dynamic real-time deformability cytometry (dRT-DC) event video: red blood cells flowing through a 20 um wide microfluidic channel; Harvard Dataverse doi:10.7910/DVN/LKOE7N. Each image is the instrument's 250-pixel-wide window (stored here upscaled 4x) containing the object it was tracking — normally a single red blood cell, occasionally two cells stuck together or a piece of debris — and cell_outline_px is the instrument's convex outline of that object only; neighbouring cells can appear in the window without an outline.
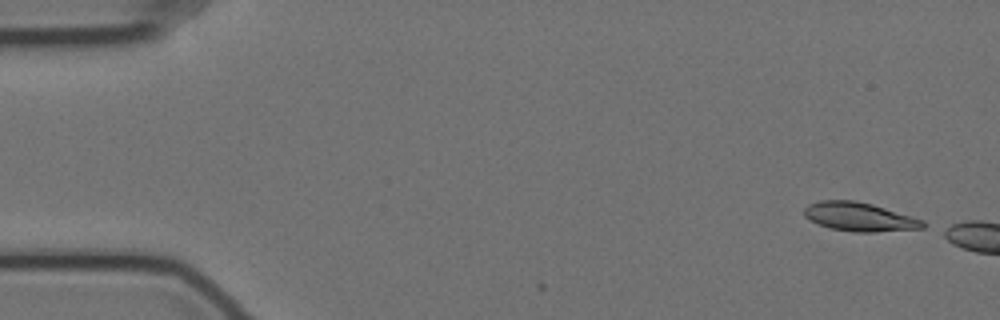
{"species": "Egyptian fruit bat (a non-hibernating species)", "species_latin": "Rousettus aegyptiacus", "temperature_condition": "cold", "stored_images_in_passage": 2, "camera_frame_rate_fps": 3000, "um_per_image_px": 0.085, "animal": {"sex": "female"}, "frame": {"image": 1, "passage_image": 2, "time_ms": 0.333, "image_size_px": [1000, 320], "cell_outline_px": [[924, 228], [876, 232], [856, 232], [832, 228], [820, 224], [804, 216], [804, 208], [808, 204], [820, 200], [856, 200], [872, 204], [912, 216], [924, 220]], "centroid_in_image_um": [73.06, 18.42], "position_along_channel_um": 11.9, "area_um2": 19.77}}